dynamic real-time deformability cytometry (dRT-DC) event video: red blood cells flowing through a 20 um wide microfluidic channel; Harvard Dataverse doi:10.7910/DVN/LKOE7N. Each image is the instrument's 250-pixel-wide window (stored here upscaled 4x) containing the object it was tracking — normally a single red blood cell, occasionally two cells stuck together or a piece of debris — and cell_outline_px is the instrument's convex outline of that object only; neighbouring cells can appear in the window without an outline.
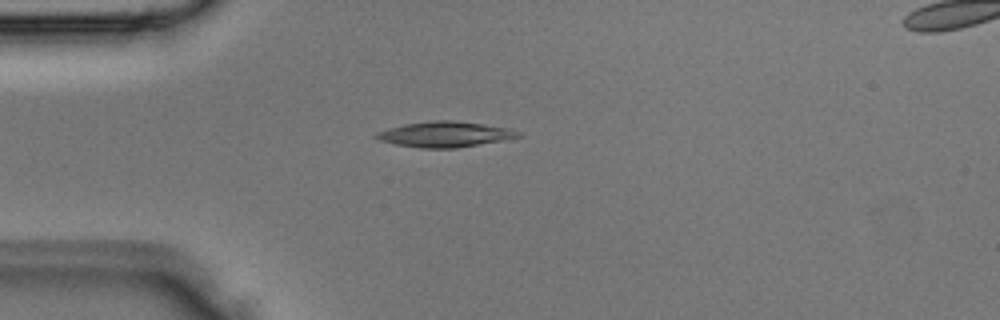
{"species": "Egyptian fruit bat (a non-hibernating species)", "species_latin": "Rousettus aegyptiacus", "temperature_condition": "room temperature", "stored_images_in_passage": 4, "segment_of_instrument_passage": [1, 2], "camera_frame_rate_fps": 3000, "um_per_image_px": 0.085, "animal": {"sex": "male"}, "frame": {"image": 1, "passage_image": 3, "time_ms": 0.667, "image_size_px": [1000, 320], "cell_outline_px": [[524, 136], [504, 140], [456, 148], [420, 148], [396, 144], [380, 140], [372, 136], [376, 132], [388, 128], [404, 124], [436, 120], [452, 120], [508, 128], [520, 132]], "centroid_in_image_um": [37.81, 11.42], "position_along_channel_um": 47.2, "area_um2": 20.98}}